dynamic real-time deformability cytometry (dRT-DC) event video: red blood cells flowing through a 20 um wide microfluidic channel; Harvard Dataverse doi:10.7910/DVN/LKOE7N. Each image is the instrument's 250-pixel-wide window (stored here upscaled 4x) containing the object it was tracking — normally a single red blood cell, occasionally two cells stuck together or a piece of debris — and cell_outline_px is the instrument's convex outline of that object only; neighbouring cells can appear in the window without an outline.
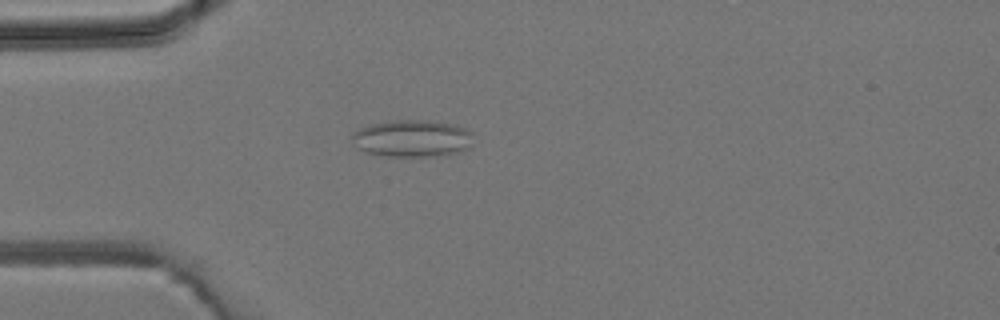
{"species": "common noctule bat (a hibernating species)", "species_latin": "Nyctalus noctula", "temperature_condition": "room temperature", "stored_images_in_passage": 4, "camera_frame_rate_fps": 3000, "um_per_image_px": 0.085, "animal": {"sex": "male", "body_mass_g": 19.2, "forearm_length_mm": 51.8}, "frame": {"image": 1, "passage_image": 4, "time_ms": 4.0, "image_size_px": [1000, 320], "cell_outline_px": [[472, 144], [468, 148], [444, 156], [388, 156], [368, 152], [356, 148], [352, 140], [352, 132], [360, 128], [372, 124], [396, 120], [428, 120], [452, 124], [464, 128], [472, 132]], "centroid_in_image_um": [35.04, 11.77], "position_along_channel_um": 50.0, "area_um2": 26.18}}